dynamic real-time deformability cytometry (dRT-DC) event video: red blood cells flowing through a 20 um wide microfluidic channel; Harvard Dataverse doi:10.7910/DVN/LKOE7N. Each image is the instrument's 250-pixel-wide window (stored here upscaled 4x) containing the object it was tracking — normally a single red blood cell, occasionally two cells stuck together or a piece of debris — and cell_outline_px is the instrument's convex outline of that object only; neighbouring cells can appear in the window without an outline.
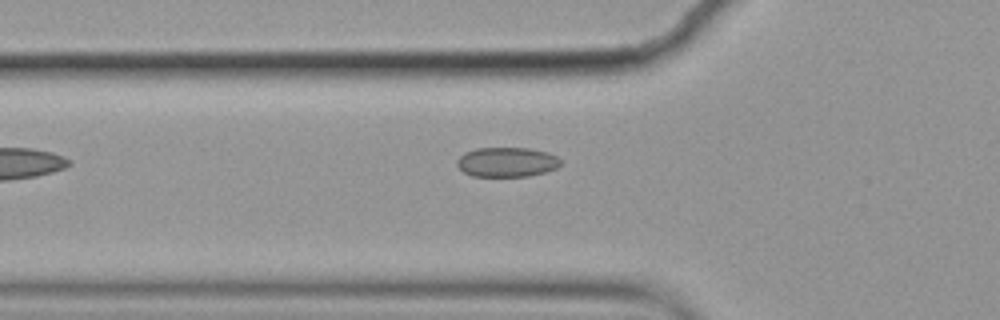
{"species": "common noctule bat (a hibernating species)", "species_latin": "Nyctalus noctula", "temperature_condition": "cold", "stored_images_in_passage": 8, "camera_frame_rate_fps": 3000, "um_per_image_px": 0.085, "animal": {"sex": "female", "body_mass_g": 19.9}, "frame": {"image": 1, "passage_image": 7, "time_ms": 2.0, "image_size_px": [1000, 320], "cell_outline_px": [[560, 164], [556, 168], [544, 172], [528, 176], [472, 176], [464, 172], [456, 164], [456, 160], [464, 152], [476, 148], [528, 148], [548, 152], [556, 156], [560, 160]], "centroid_in_image_um": [43.05, 13.77], "position_along_channel_um": 82.7, "area_um2": 17.86}}
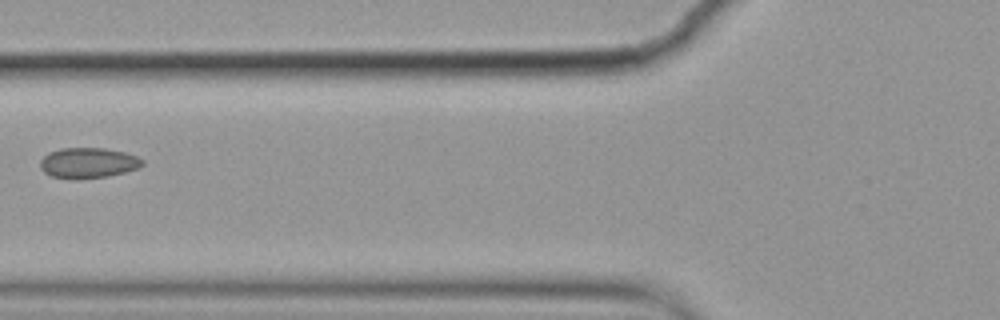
{"frame": {"image": 2, "passage_image": 8, "time_ms": 2.333, "image_size_px": [1000, 320], "cell_outline_px": [[144, 164], [140, 168], [108, 176], [76, 180], [52, 176], [44, 172], [40, 168], [40, 160], [48, 152], [60, 148], [104, 148], [124, 152], [136, 156], [144, 160]], "centroid_in_image_um": [7.49, 13.85], "position_along_channel_um": 118.3, "area_um2": 18.32}}